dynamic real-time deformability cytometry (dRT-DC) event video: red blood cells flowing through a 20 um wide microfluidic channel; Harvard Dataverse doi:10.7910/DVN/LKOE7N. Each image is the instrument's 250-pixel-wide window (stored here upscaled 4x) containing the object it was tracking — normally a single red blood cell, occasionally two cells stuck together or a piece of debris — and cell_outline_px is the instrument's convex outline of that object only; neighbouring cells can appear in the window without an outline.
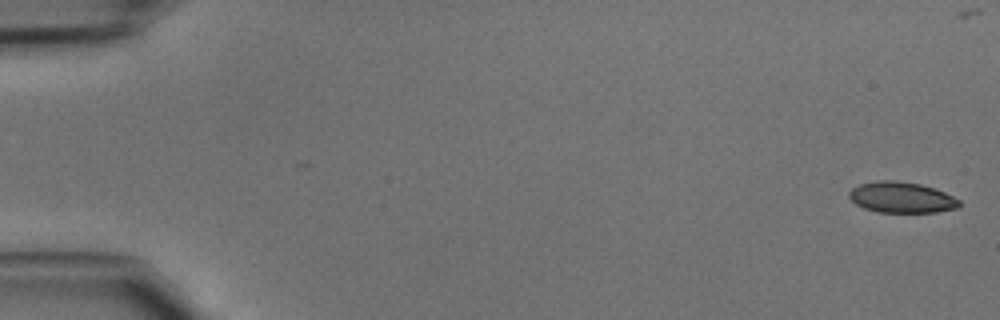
{"species": "common noctule bat (a hibernating species)", "species_latin": "Nyctalus noctula", "temperature_condition": "cold", "stored_images_in_passage": 46, "camera_frame_rate_fps": 3000, "um_per_image_px": 0.085, "animal": {"sex": "male", "body_mass_g": 15.6}, "frame": {"image": 1, "passage_image": 1, "time_ms": 0.0, "image_size_px": [1000, 320], "cell_outline_px": [[960, 208], [936, 212], [876, 212], [864, 208], [856, 204], [848, 196], [848, 192], [852, 188], [860, 184], [876, 180], [892, 180], [920, 184], [944, 192], [960, 200]], "centroid_in_image_um": [76.62, 16.78], "position_along_channel_um": 8.4, "area_um2": 19.83}}
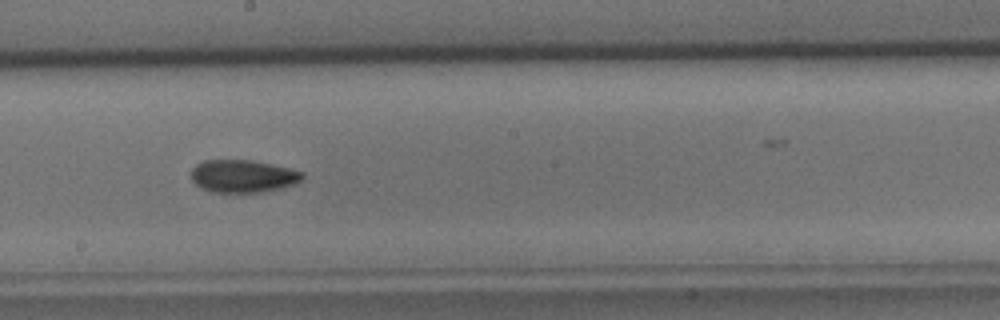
{"frame": {"image": 2, "passage_image": 26, "time_ms": 8.333, "image_size_px": [1000, 320], "cell_outline_px": [[304, 176], [300, 180], [292, 184], [280, 188], [260, 192], [212, 192], [200, 188], [192, 180], [192, 168], [196, 164], [204, 160], [252, 160], [272, 164], [304, 172]], "centroid_in_image_um": [20.62, 14.96], "position_along_channel_um": 227.6, "area_um2": 21.04}}
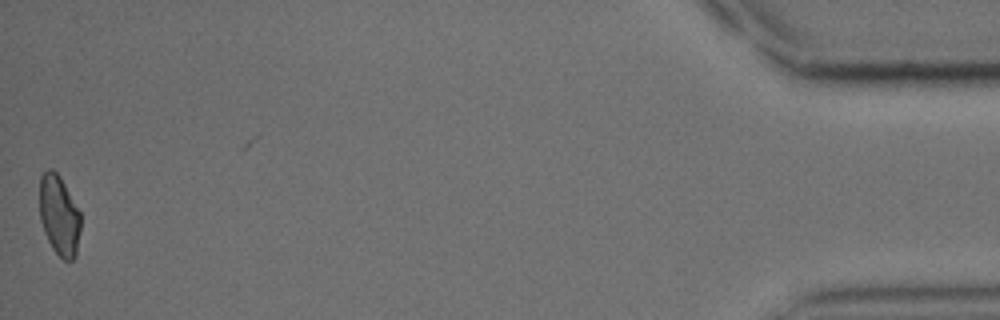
{"frame": {"image": 3, "passage_image": 46, "time_ms": 15.0, "image_size_px": [1000, 320], "cell_outline_px": [[80, 228], [76, 256], [72, 260], [64, 260], [52, 248], [44, 232], [40, 220], [40, 176], [48, 168], [52, 168], [60, 176], [80, 212]], "centroid_in_image_um": [5.02, 18.3], "position_along_channel_um": 430.2, "area_um2": 19.13}}